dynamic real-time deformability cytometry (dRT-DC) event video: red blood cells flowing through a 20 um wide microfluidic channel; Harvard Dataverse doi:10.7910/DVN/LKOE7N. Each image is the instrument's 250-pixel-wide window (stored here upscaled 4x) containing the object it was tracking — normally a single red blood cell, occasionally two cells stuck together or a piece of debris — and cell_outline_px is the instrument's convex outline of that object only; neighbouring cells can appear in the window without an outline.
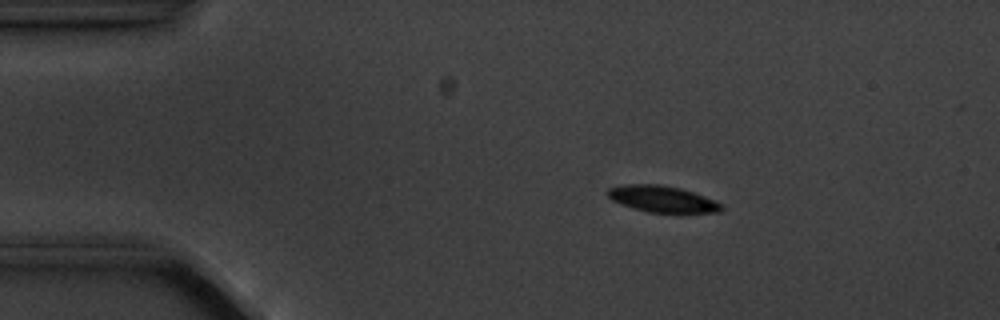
{"species": "common noctule bat (a hibernating species)", "species_latin": "Nyctalus noctula", "temperature_condition": "cold", "stored_images_in_passage": 4, "camera_frame_rate_fps": 3000, "um_per_image_px": 0.085, "animal": {"sex": "male", "body_mass_g": 20.1, "forearm_length_mm": 53.5}, "frame": {"image": 1, "passage_image": 2, "time_ms": 2.0, "image_size_px": [1000, 320], "cell_outline_px": [[724, 208], [720, 212], [648, 212], [632, 208], [620, 204], [612, 200], [604, 192], [608, 188], [624, 184], [660, 184], [680, 188], [716, 200], [724, 204]], "centroid_in_image_um": [56.28, 16.91], "position_along_channel_um": 28.7, "area_um2": 17.63}}